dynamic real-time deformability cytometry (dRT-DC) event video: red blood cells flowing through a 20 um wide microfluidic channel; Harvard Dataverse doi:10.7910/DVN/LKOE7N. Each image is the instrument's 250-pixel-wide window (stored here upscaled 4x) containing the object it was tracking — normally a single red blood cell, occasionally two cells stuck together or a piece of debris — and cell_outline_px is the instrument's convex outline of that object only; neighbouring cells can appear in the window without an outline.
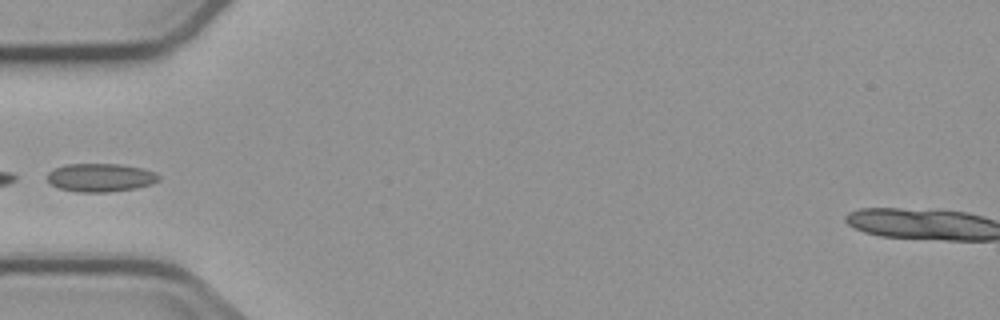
{"species": "common noctule bat (a hibernating species)", "species_latin": "Nyctalus noctula", "temperature_condition": "cold", "stored_images_in_passage": 1, "camera_frame_rate_fps": 3000, "um_per_image_px": 0.085, "animal": {"sex": "male", "body_mass_g": 23.1, "forearm_length_mm": 52.7}, "frame": {"image": 1, "passage_image": 1, "time_ms": 0.0, "image_size_px": [1000, 320], "cell_outline_px": [[160, 180], [152, 184], [136, 188], [108, 192], [76, 192], [60, 188], [52, 184], [48, 180], [48, 172], [56, 168], [68, 164], [120, 164], [144, 168], [156, 172], [160, 176]], "centroid_in_image_um": [8.6, 15.09], "position_along_channel_um": 76.4, "area_um2": 18.44}}